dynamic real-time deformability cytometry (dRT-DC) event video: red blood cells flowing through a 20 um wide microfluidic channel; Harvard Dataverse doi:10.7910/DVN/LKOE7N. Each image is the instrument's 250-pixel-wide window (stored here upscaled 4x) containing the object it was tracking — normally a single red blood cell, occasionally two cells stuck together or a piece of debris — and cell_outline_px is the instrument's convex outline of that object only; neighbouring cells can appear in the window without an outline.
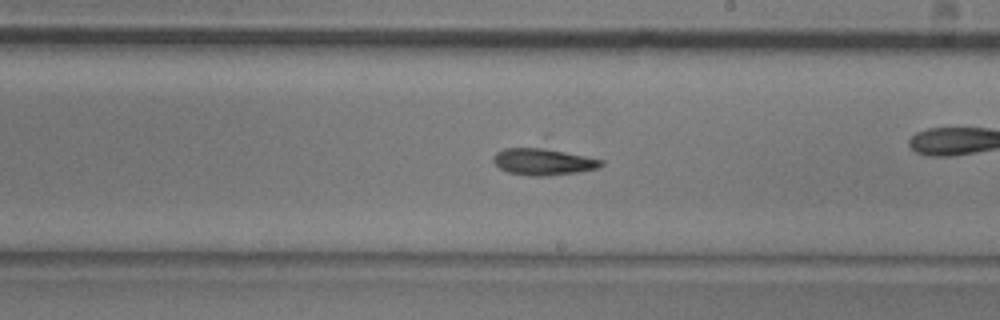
{"species": "common noctule bat (a hibernating species)", "species_latin": "Nyctalus noctula", "temperature_condition": "room temperature", "stored_images_in_passage": 34, "camera_frame_rate_fps": 3000, "um_per_image_px": 0.085, "animal": {"sex": "male", "body_mass_g": 20.5, "forearm_length_mm": 52.5}, "frame": {"image": 1, "passage_image": 11, "time_ms": 3.333, "image_size_px": [1000, 320], "cell_outline_px": [[604, 164], [600, 168], [580, 172], [548, 176], [532, 176], [508, 172], [500, 168], [492, 160], [492, 156], [496, 152], [504, 148], [540, 148], [564, 152], [604, 160]], "centroid_in_image_um": [46.18, 13.76], "position_along_channel_um": 242.8, "area_um2": 16.7}}
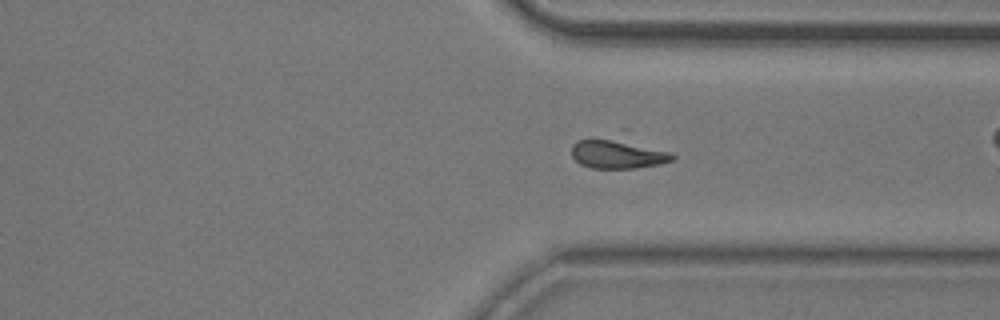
{"frame": {"image": 2, "passage_image": 20, "time_ms": 6.333, "image_size_px": [1000, 320], "cell_outline_px": [[676, 156], [672, 160], [660, 164], [636, 168], [592, 168], [580, 164], [572, 156], [572, 144], [576, 140], [620, 128], [628, 128], [672, 152]], "centroid_in_image_um": [52.65, 12.81], "position_along_channel_um": 358.7, "area_um2": 21.39}}